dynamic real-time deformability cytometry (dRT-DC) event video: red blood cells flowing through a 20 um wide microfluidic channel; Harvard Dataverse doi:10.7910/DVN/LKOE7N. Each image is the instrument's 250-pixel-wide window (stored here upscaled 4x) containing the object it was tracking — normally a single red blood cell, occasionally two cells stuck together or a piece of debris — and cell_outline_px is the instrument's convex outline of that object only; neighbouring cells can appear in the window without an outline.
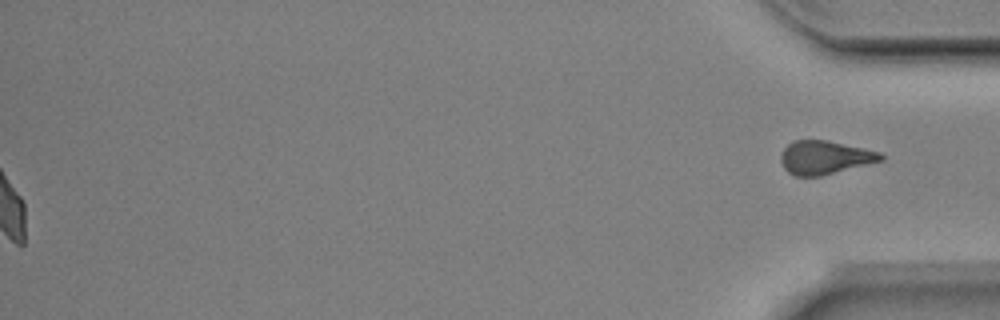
{"species": "Egyptian fruit bat (a non-hibernating species)", "species_latin": "Rousettus aegyptiacus", "temperature_condition": "room temperature", "stored_images_in_passage": 43, "segment_of_instrument_passage": [2, 2], "camera_frame_rate_fps": 3000, "um_per_image_px": 0.085, "animal": {"sex": "male"}, "frame": {"image": 1, "passage_image": 43, "time_ms": 14.0, "image_size_px": [1000, 320], "cell_outline_px": [[884, 160], [820, 176], [796, 176], [788, 172], [784, 168], [780, 160], [780, 156], [784, 148], [792, 140], [828, 140], [864, 148], [880, 152], [884, 156]], "centroid_in_image_um": [70.1, 13.38], "position_along_channel_um": 365.1, "area_um2": 19.54}}